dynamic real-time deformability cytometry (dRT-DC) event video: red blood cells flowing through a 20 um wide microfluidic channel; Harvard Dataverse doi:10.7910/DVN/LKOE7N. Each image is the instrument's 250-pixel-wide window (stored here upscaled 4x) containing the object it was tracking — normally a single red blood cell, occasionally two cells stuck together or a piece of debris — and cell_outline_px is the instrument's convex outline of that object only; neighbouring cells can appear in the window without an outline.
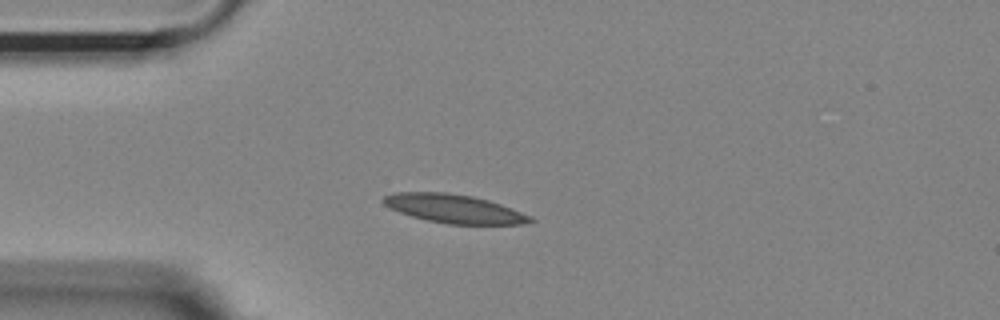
{"species": "Egyptian fruit bat (a non-hibernating species)", "species_latin": "Rousettus aegyptiacus", "temperature_condition": "room temperature", "stored_images_in_passage": 35, "camera_frame_rate_fps": 3000, "um_per_image_px": 0.085, "animal": {"sex": "female"}, "frame": {"image": 1, "passage_image": 1, "time_ms": 0.0, "image_size_px": [1000, 320], "cell_outline_px": [[536, 220], [520, 224], [448, 224], [428, 220], [412, 216], [388, 208], [380, 200], [384, 196], [392, 192], [448, 192], [472, 196], [488, 200], [500, 204], [532, 216]], "centroid_in_image_um": [38.56, 17.73], "position_along_channel_um": 46.4, "area_um2": 24.51}}
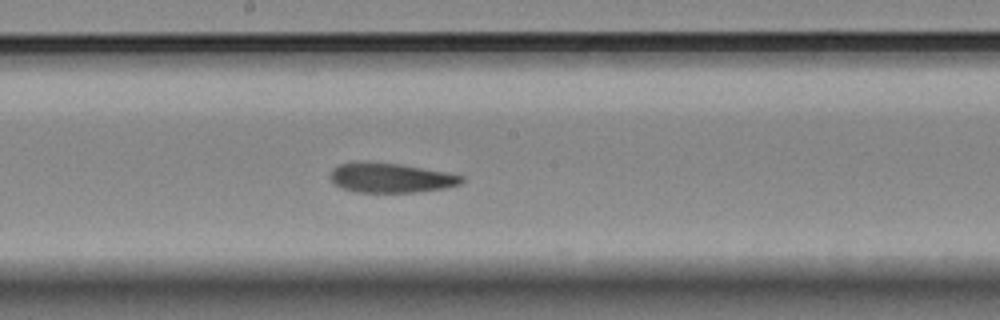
{"frame": {"image": 2, "passage_image": 16, "time_ms": 5.0, "image_size_px": [1000, 320], "cell_outline_px": [[464, 180], [460, 184], [444, 188], [416, 192], [356, 192], [340, 188], [332, 184], [328, 176], [332, 168], [340, 164], [356, 160], [368, 160], [400, 164], [448, 172], [464, 176]], "centroid_in_image_um": [33.13, 15.09], "position_along_channel_um": 215.1, "area_um2": 23.35}}
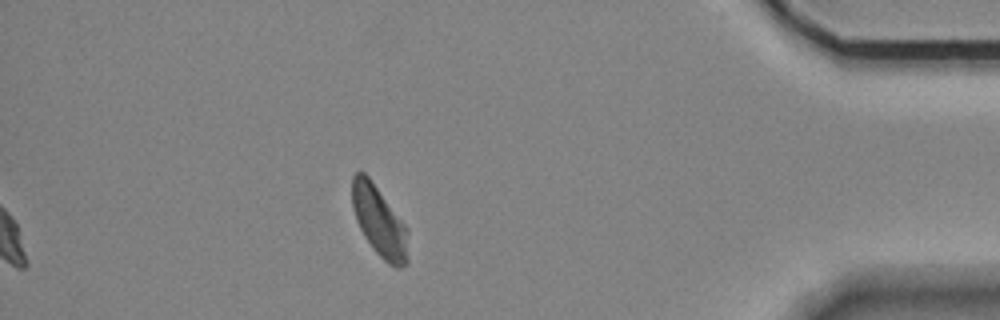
{"frame": {"image": 3, "passage_image": 35, "time_ms": 11.333, "image_size_px": [1000, 320], "cell_outline_px": [[408, 264], [400, 268], [396, 268], [388, 264], [372, 248], [364, 236], [356, 220], [352, 204], [352, 176], [356, 172], [364, 172], [368, 176], [408, 228]], "centroid_in_image_um": [32.26, 18.86], "position_along_channel_um": 402.9, "area_um2": 23.0}, "authors_computed_cell_mechanics": {"area_um2": 23.2934, "velocity_mm_per_s": 3.6527, "shape_relaxation_time_tau1_ms": 7.7588, "shape_relaxation_time_tau2_ms": 1.1521, "deformation_change_tau1": 0.1477, "deformation_change_tau2": 0.0745}}